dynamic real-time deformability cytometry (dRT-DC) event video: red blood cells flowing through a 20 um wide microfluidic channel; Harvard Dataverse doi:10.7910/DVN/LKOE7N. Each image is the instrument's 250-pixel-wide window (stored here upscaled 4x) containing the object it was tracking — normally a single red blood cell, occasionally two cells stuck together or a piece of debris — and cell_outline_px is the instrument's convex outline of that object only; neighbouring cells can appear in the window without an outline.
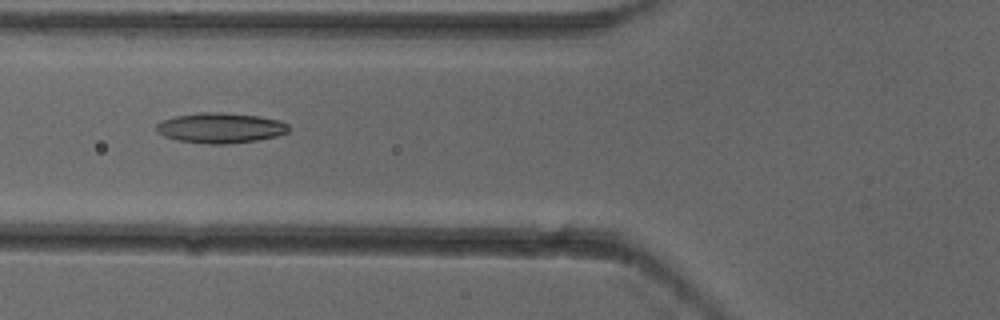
{"species": "common noctule bat (a hibernating species)", "species_latin": "Nyctalus noctula", "temperature_condition": "cold", "stored_images_in_passage": 5, "camera_frame_rate_fps": 3000, "um_per_image_px": 0.085, "animal": {"sex": "female"}, "frame": {"image": 1, "passage_image": 5, "time_ms": 1.333, "image_size_px": [1000, 320], "cell_outline_px": [[288, 132], [276, 136], [256, 140], [224, 144], [204, 144], [176, 140], [164, 136], [156, 132], [156, 124], [164, 120], [176, 116], [200, 112], [224, 112], [260, 116], [280, 120], [288, 124]], "centroid_in_image_um": [18.73, 10.87], "position_along_channel_um": 107.1, "area_um2": 23.41}}